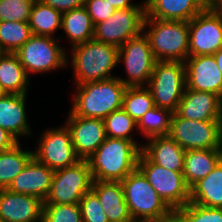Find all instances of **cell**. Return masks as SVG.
I'll return each mask as SVG.
<instances>
[{
  "mask_svg": "<svg viewBox=\"0 0 222 222\" xmlns=\"http://www.w3.org/2000/svg\"><path fill=\"white\" fill-rule=\"evenodd\" d=\"M142 146L137 141L106 137L86 159L92 179L121 182L137 169Z\"/></svg>",
  "mask_w": 222,
  "mask_h": 222,
  "instance_id": "cell-1",
  "label": "cell"
},
{
  "mask_svg": "<svg viewBox=\"0 0 222 222\" xmlns=\"http://www.w3.org/2000/svg\"><path fill=\"white\" fill-rule=\"evenodd\" d=\"M71 113L75 116L104 119L122 108L126 86L113 77L106 80L76 85Z\"/></svg>",
  "mask_w": 222,
  "mask_h": 222,
  "instance_id": "cell-2",
  "label": "cell"
},
{
  "mask_svg": "<svg viewBox=\"0 0 222 222\" xmlns=\"http://www.w3.org/2000/svg\"><path fill=\"white\" fill-rule=\"evenodd\" d=\"M71 48L75 85L116 77L111 73L119 63L118 47L93 38Z\"/></svg>",
  "mask_w": 222,
  "mask_h": 222,
  "instance_id": "cell-3",
  "label": "cell"
},
{
  "mask_svg": "<svg viewBox=\"0 0 222 222\" xmlns=\"http://www.w3.org/2000/svg\"><path fill=\"white\" fill-rule=\"evenodd\" d=\"M143 33L157 61L185 62L189 57V22L159 20L145 15Z\"/></svg>",
  "mask_w": 222,
  "mask_h": 222,
  "instance_id": "cell-4",
  "label": "cell"
},
{
  "mask_svg": "<svg viewBox=\"0 0 222 222\" xmlns=\"http://www.w3.org/2000/svg\"><path fill=\"white\" fill-rule=\"evenodd\" d=\"M121 183L131 218L166 220L175 214L138 168Z\"/></svg>",
  "mask_w": 222,
  "mask_h": 222,
  "instance_id": "cell-5",
  "label": "cell"
},
{
  "mask_svg": "<svg viewBox=\"0 0 222 222\" xmlns=\"http://www.w3.org/2000/svg\"><path fill=\"white\" fill-rule=\"evenodd\" d=\"M55 37L32 35L15 53L27 76L45 73L67 67L66 49L57 42Z\"/></svg>",
  "mask_w": 222,
  "mask_h": 222,
  "instance_id": "cell-6",
  "label": "cell"
},
{
  "mask_svg": "<svg viewBox=\"0 0 222 222\" xmlns=\"http://www.w3.org/2000/svg\"><path fill=\"white\" fill-rule=\"evenodd\" d=\"M147 87L155 106L176 112L186 89L184 62L156 61Z\"/></svg>",
  "mask_w": 222,
  "mask_h": 222,
  "instance_id": "cell-7",
  "label": "cell"
},
{
  "mask_svg": "<svg viewBox=\"0 0 222 222\" xmlns=\"http://www.w3.org/2000/svg\"><path fill=\"white\" fill-rule=\"evenodd\" d=\"M137 168L174 212L189 203L190 188L184 180L183 172L169 170L153 163L142 151Z\"/></svg>",
  "mask_w": 222,
  "mask_h": 222,
  "instance_id": "cell-8",
  "label": "cell"
},
{
  "mask_svg": "<svg viewBox=\"0 0 222 222\" xmlns=\"http://www.w3.org/2000/svg\"><path fill=\"white\" fill-rule=\"evenodd\" d=\"M92 175L86 159L54 171L44 204H77L91 189Z\"/></svg>",
  "mask_w": 222,
  "mask_h": 222,
  "instance_id": "cell-9",
  "label": "cell"
},
{
  "mask_svg": "<svg viewBox=\"0 0 222 222\" xmlns=\"http://www.w3.org/2000/svg\"><path fill=\"white\" fill-rule=\"evenodd\" d=\"M145 2L127 9H116L113 15L94 27V39L120 48L143 32Z\"/></svg>",
  "mask_w": 222,
  "mask_h": 222,
  "instance_id": "cell-10",
  "label": "cell"
},
{
  "mask_svg": "<svg viewBox=\"0 0 222 222\" xmlns=\"http://www.w3.org/2000/svg\"><path fill=\"white\" fill-rule=\"evenodd\" d=\"M123 61L128 78L118 79L126 87L147 86L154 70L156 59L149 45V40L142 32L129 39L118 51V62Z\"/></svg>",
  "mask_w": 222,
  "mask_h": 222,
  "instance_id": "cell-11",
  "label": "cell"
},
{
  "mask_svg": "<svg viewBox=\"0 0 222 222\" xmlns=\"http://www.w3.org/2000/svg\"><path fill=\"white\" fill-rule=\"evenodd\" d=\"M33 150V157L53 171L74 165L80 161L73 147L71 133L67 125L47 129Z\"/></svg>",
  "mask_w": 222,
  "mask_h": 222,
  "instance_id": "cell-12",
  "label": "cell"
},
{
  "mask_svg": "<svg viewBox=\"0 0 222 222\" xmlns=\"http://www.w3.org/2000/svg\"><path fill=\"white\" fill-rule=\"evenodd\" d=\"M221 122L185 119L174 112L169 136L184 150L217 149Z\"/></svg>",
  "mask_w": 222,
  "mask_h": 222,
  "instance_id": "cell-13",
  "label": "cell"
},
{
  "mask_svg": "<svg viewBox=\"0 0 222 222\" xmlns=\"http://www.w3.org/2000/svg\"><path fill=\"white\" fill-rule=\"evenodd\" d=\"M222 48V20L208 7L189 21V56L213 55Z\"/></svg>",
  "mask_w": 222,
  "mask_h": 222,
  "instance_id": "cell-14",
  "label": "cell"
},
{
  "mask_svg": "<svg viewBox=\"0 0 222 222\" xmlns=\"http://www.w3.org/2000/svg\"><path fill=\"white\" fill-rule=\"evenodd\" d=\"M76 154L87 159L106 139L104 121L91 117L75 116L71 112L66 123Z\"/></svg>",
  "mask_w": 222,
  "mask_h": 222,
  "instance_id": "cell-15",
  "label": "cell"
},
{
  "mask_svg": "<svg viewBox=\"0 0 222 222\" xmlns=\"http://www.w3.org/2000/svg\"><path fill=\"white\" fill-rule=\"evenodd\" d=\"M184 64L187 89L210 92L222 98V73L213 55L189 56Z\"/></svg>",
  "mask_w": 222,
  "mask_h": 222,
  "instance_id": "cell-16",
  "label": "cell"
},
{
  "mask_svg": "<svg viewBox=\"0 0 222 222\" xmlns=\"http://www.w3.org/2000/svg\"><path fill=\"white\" fill-rule=\"evenodd\" d=\"M43 204L38 197L0 189V222H42Z\"/></svg>",
  "mask_w": 222,
  "mask_h": 222,
  "instance_id": "cell-17",
  "label": "cell"
},
{
  "mask_svg": "<svg viewBox=\"0 0 222 222\" xmlns=\"http://www.w3.org/2000/svg\"><path fill=\"white\" fill-rule=\"evenodd\" d=\"M176 113L190 120L222 121V98L210 92L186 88Z\"/></svg>",
  "mask_w": 222,
  "mask_h": 222,
  "instance_id": "cell-18",
  "label": "cell"
},
{
  "mask_svg": "<svg viewBox=\"0 0 222 222\" xmlns=\"http://www.w3.org/2000/svg\"><path fill=\"white\" fill-rule=\"evenodd\" d=\"M54 171L32 157L25 168L13 179L9 191L31 195L45 201L50 191Z\"/></svg>",
  "mask_w": 222,
  "mask_h": 222,
  "instance_id": "cell-19",
  "label": "cell"
},
{
  "mask_svg": "<svg viewBox=\"0 0 222 222\" xmlns=\"http://www.w3.org/2000/svg\"><path fill=\"white\" fill-rule=\"evenodd\" d=\"M27 94H5L0 99V127L20 141V136L29 137L31 128L26 114Z\"/></svg>",
  "mask_w": 222,
  "mask_h": 222,
  "instance_id": "cell-20",
  "label": "cell"
},
{
  "mask_svg": "<svg viewBox=\"0 0 222 222\" xmlns=\"http://www.w3.org/2000/svg\"><path fill=\"white\" fill-rule=\"evenodd\" d=\"M206 7L204 0H147L145 2L146 16L159 20L189 22Z\"/></svg>",
  "mask_w": 222,
  "mask_h": 222,
  "instance_id": "cell-21",
  "label": "cell"
},
{
  "mask_svg": "<svg viewBox=\"0 0 222 222\" xmlns=\"http://www.w3.org/2000/svg\"><path fill=\"white\" fill-rule=\"evenodd\" d=\"M91 189L97 194L99 202L109 222H130L131 216L124 198L120 181L93 180Z\"/></svg>",
  "mask_w": 222,
  "mask_h": 222,
  "instance_id": "cell-22",
  "label": "cell"
},
{
  "mask_svg": "<svg viewBox=\"0 0 222 222\" xmlns=\"http://www.w3.org/2000/svg\"><path fill=\"white\" fill-rule=\"evenodd\" d=\"M143 144L142 152L155 164L169 170L183 172L185 150L169 135L152 137Z\"/></svg>",
  "mask_w": 222,
  "mask_h": 222,
  "instance_id": "cell-23",
  "label": "cell"
},
{
  "mask_svg": "<svg viewBox=\"0 0 222 222\" xmlns=\"http://www.w3.org/2000/svg\"><path fill=\"white\" fill-rule=\"evenodd\" d=\"M29 79L16 53H0V87L6 94H27Z\"/></svg>",
  "mask_w": 222,
  "mask_h": 222,
  "instance_id": "cell-24",
  "label": "cell"
},
{
  "mask_svg": "<svg viewBox=\"0 0 222 222\" xmlns=\"http://www.w3.org/2000/svg\"><path fill=\"white\" fill-rule=\"evenodd\" d=\"M189 202L205 207L222 208V161L190 188Z\"/></svg>",
  "mask_w": 222,
  "mask_h": 222,
  "instance_id": "cell-25",
  "label": "cell"
},
{
  "mask_svg": "<svg viewBox=\"0 0 222 222\" xmlns=\"http://www.w3.org/2000/svg\"><path fill=\"white\" fill-rule=\"evenodd\" d=\"M217 149L185 150L183 176L189 188L205 178L219 163Z\"/></svg>",
  "mask_w": 222,
  "mask_h": 222,
  "instance_id": "cell-26",
  "label": "cell"
},
{
  "mask_svg": "<svg viewBox=\"0 0 222 222\" xmlns=\"http://www.w3.org/2000/svg\"><path fill=\"white\" fill-rule=\"evenodd\" d=\"M94 27L91 17L84 6L62 14L61 29L67 35L72 47L93 39Z\"/></svg>",
  "mask_w": 222,
  "mask_h": 222,
  "instance_id": "cell-27",
  "label": "cell"
},
{
  "mask_svg": "<svg viewBox=\"0 0 222 222\" xmlns=\"http://www.w3.org/2000/svg\"><path fill=\"white\" fill-rule=\"evenodd\" d=\"M32 157L33 151L21 149L20 141L12 148L0 152V189H7Z\"/></svg>",
  "mask_w": 222,
  "mask_h": 222,
  "instance_id": "cell-28",
  "label": "cell"
},
{
  "mask_svg": "<svg viewBox=\"0 0 222 222\" xmlns=\"http://www.w3.org/2000/svg\"><path fill=\"white\" fill-rule=\"evenodd\" d=\"M62 12L36 0L31 9L29 26L33 35L55 37L61 28Z\"/></svg>",
  "mask_w": 222,
  "mask_h": 222,
  "instance_id": "cell-29",
  "label": "cell"
},
{
  "mask_svg": "<svg viewBox=\"0 0 222 222\" xmlns=\"http://www.w3.org/2000/svg\"><path fill=\"white\" fill-rule=\"evenodd\" d=\"M173 112L169 109L155 106L137 122V128L146 139L168 136L171 130Z\"/></svg>",
  "mask_w": 222,
  "mask_h": 222,
  "instance_id": "cell-30",
  "label": "cell"
},
{
  "mask_svg": "<svg viewBox=\"0 0 222 222\" xmlns=\"http://www.w3.org/2000/svg\"><path fill=\"white\" fill-rule=\"evenodd\" d=\"M155 107L152 93L147 86L127 87L122 102V109L133 118L136 123Z\"/></svg>",
  "mask_w": 222,
  "mask_h": 222,
  "instance_id": "cell-31",
  "label": "cell"
},
{
  "mask_svg": "<svg viewBox=\"0 0 222 222\" xmlns=\"http://www.w3.org/2000/svg\"><path fill=\"white\" fill-rule=\"evenodd\" d=\"M32 35L29 22H0V52L15 53Z\"/></svg>",
  "mask_w": 222,
  "mask_h": 222,
  "instance_id": "cell-32",
  "label": "cell"
},
{
  "mask_svg": "<svg viewBox=\"0 0 222 222\" xmlns=\"http://www.w3.org/2000/svg\"><path fill=\"white\" fill-rule=\"evenodd\" d=\"M103 121L107 137L135 141V134L131 133L137 128V123L122 108L112 112Z\"/></svg>",
  "mask_w": 222,
  "mask_h": 222,
  "instance_id": "cell-33",
  "label": "cell"
},
{
  "mask_svg": "<svg viewBox=\"0 0 222 222\" xmlns=\"http://www.w3.org/2000/svg\"><path fill=\"white\" fill-rule=\"evenodd\" d=\"M181 222H222V208L189 202L175 212Z\"/></svg>",
  "mask_w": 222,
  "mask_h": 222,
  "instance_id": "cell-34",
  "label": "cell"
},
{
  "mask_svg": "<svg viewBox=\"0 0 222 222\" xmlns=\"http://www.w3.org/2000/svg\"><path fill=\"white\" fill-rule=\"evenodd\" d=\"M42 222H83L79 203L43 204Z\"/></svg>",
  "mask_w": 222,
  "mask_h": 222,
  "instance_id": "cell-35",
  "label": "cell"
},
{
  "mask_svg": "<svg viewBox=\"0 0 222 222\" xmlns=\"http://www.w3.org/2000/svg\"><path fill=\"white\" fill-rule=\"evenodd\" d=\"M36 0H0V22H29L31 9Z\"/></svg>",
  "mask_w": 222,
  "mask_h": 222,
  "instance_id": "cell-36",
  "label": "cell"
},
{
  "mask_svg": "<svg viewBox=\"0 0 222 222\" xmlns=\"http://www.w3.org/2000/svg\"><path fill=\"white\" fill-rule=\"evenodd\" d=\"M83 222H109L97 194L90 189L79 201Z\"/></svg>",
  "mask_w": 222,
  "mask_h": 222,
  "instance_id": "cell-37",
  "label": "cell"
},
{
  "mask_svg": "<svg viewBox=\"0 0 222 222\" xmlns=\"http://www.w3.org/2000/svg\"><path fill=\"white\" fill-rule=\"evenodd\" d=\"M84 7L87 9L94 26L114 14L116 9L105 0H85Z\"/></svg>",
  "mask_w": 222,
  "mask_h": 222,
  "instance_id": "cell-38",
  "label": "cell"
},
{
  "mask_svg": "<svg viewBox=\"0 0 222 222\" xmlns=\"http://www.w3.org/2000/svg\"><path fill=\"white\" fill-rule=\"evenodd\" d=\"M45 5L51 6L62 13L83 7L85 0H40Z\"/></svg>",
  "mask_w": 222,
  "mask_h": 222,
  "instance_id": "cell-39",
  "label": "cell"
},
{
  "mask_svg": "<svg viewBox=\"0 0 222 222\" xmlns=\"http://www.w3.org/2000/svg\"><path fill=\"white\" fill-rule=\"evenodd\" d=\"M18 142L7 130L0 127V152L12 148Z\"/></svg>",
  "mask_w": 222,
  "mask_h": 222,
  "instance_id": "cell-40",
  "label": "cell"
},
{
  "mask_svg": "<svg viewBox=\"0 0 222 222\" xmlns=\"http://www.w3.org/2000/svg\"><path fill=\"white\" fill-rule=\"evenodd\" d=\"M105 1L108 2L115 9H127L137 5L136 3L132 2V0H105Z\"/></svg>",
  "mask_w": 222,
  "mask_h": 222,
  "instance_id": "cell-41",
  "label": "cell"
},
{
  "mask_svg": "<svg viewBox=\"0 0 222 222\" xmlns=\"http://www.w3.org/2000/svg\"><path fill=\"white\" fill-rule=\"evenodd\" d=\"M207 7L222 20V0H213Z\"/></svg>",
  "mask_w": 222,
  "mask_h": 222,
  "instance_id": "cell-42",
  "label": "cell"
},
{
  "mask_svg": "<svg viewBox=\"0 0 222 222\" xmlns=\"http://www.w3.org/2000/svg\"><path fill=\"white\" fill-rule=\"evenodd\" d=\"M217 151L220 157V161H222V122L219 126V131H218Z\"/></svg>",
  "mask_w": 222,
  "mask_h": 222,
  "instance_id": "cell-43",
  "label": "cell"
},
{
  "mask_svg": "<svg viewBox=\"0 0 222 222\" xmlns=\"http://www.w3.org/2000/svg\"><path fill=\"white\" fill-rule=\"evenodd\" d=\"M213 57L222 73V48L219 49L216 53L213 54Z\"/></svg>",
  "mask_w": 222,
  "mask_h": 222,
  "instance_id": "cell-44",
  "label": "cell"
},
{
  "mask_svg": "<svg viewBox=\"0 0 222 222\" xmlns=\"http://www.w3.org/2000/svg\"><path fill=\"white\" fill-rule=\"evenodd\" d=\"M162 220H156V219H135L132 218L130 222H161Z\"/></svg>",
  "mask_w": 222,
  "mask_h": 222,
  "instance_id": "cell-45",
  "label": "cell"
},
{
  "mask_svg": "<svg viewBox=\"0 0 222 222\" xmlns=\"http://www.w3.org/2000/svg\"><path fill=\"white\" fill-rule=\"evenodd\" d=\"M161 222H181L180 219L174 214L172 217L162 220Z\"/></svg>",
  "mask_w": 222,
  "mask_h": 222,
  "instance_id": "cell-46",
  "label": "cell"
},
{
  "mask_svg": "<svg viewBox=\"0 0 222 222\" xmlns=\"http://www.w3.org/2000/svg\"><path fill=\"white\" fill-rule=\"evenodd\" d=\"M6 93L2 90V88L0 87V99L5 95Z\"/></svg>",
  "mask_w": 222,
  "mask_h": 222,
  "instance_id": "cell-47",
  "label": "cell"
},
{
  "mask_svg": "<svg viewBox=\"0 0 222 222\" xmlns=\"http://www.w3.org/2000/svg\"><path fill=\"white\" fill-rule=\"evenodd\" d=\"M213 0H204L206 6H208Z\"/></svg>",
  "mask_w": 222,
  "mask_h": 222,
  "instance_id": "cell-48",
  "label": "cell"
}]
</instances>
